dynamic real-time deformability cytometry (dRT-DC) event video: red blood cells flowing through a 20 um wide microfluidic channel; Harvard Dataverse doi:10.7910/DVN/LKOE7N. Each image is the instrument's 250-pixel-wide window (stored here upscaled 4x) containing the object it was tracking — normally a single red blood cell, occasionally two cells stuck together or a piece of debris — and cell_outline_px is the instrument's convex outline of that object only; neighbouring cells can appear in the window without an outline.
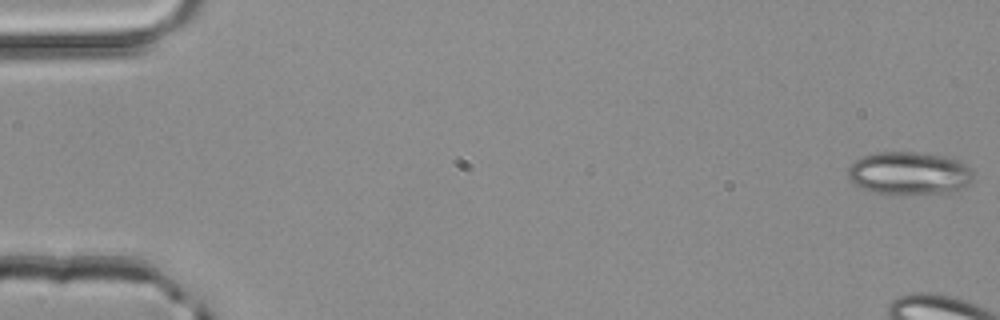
{"species": "common noctule bat (a hibernating species)", "species_latin": "Nyctalus noctula", "temperature_condition": "room temperature", "stored_images_in_passage": 6, "camera_frame_rate_fps": 3000, "um_per_image_px": 0.085, "animal": {"sex": "male", "body_mass_g": 20.4}, "frame": {"image": 1, "passage_image": 1, "time_ms": 0.0, "image_size_px": [1000, 320], "cell_outline_px": [[972, 180], [968, 184], [952, 192], [876, 192], [860, 188], [848, 180], [848, 168], [860, 156], [876, 152], [916, 152], [952, 156], [964, 164], [972, 172]], "centroid_in_image_um": [77.25, 14.68], "position_along_channel_um": 7.7, "area_um2": 30.92}}